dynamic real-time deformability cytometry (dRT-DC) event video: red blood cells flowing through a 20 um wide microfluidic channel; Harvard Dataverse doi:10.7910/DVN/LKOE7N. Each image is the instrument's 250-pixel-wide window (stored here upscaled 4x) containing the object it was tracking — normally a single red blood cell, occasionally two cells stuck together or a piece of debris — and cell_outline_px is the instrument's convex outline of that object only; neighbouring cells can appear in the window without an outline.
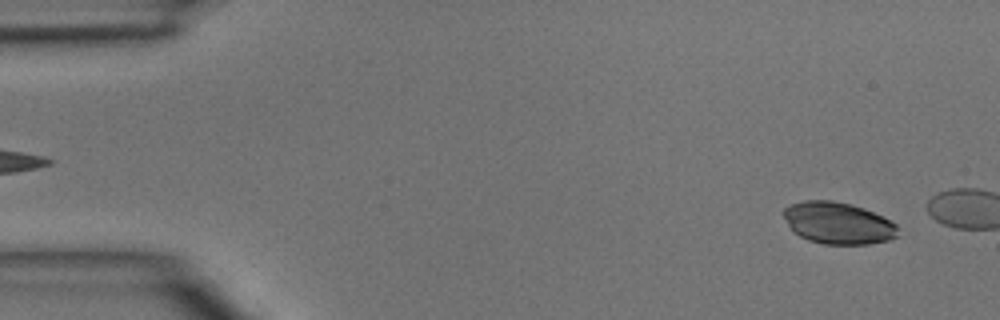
{"species": "common noctule bat (a hibernating species)", "species_latin": "Nyctalus noctula", "temperature_condition": "room temperature", "stored_images_in_passage": 9, "camera_frame_rate_fps": 3000, "um_per_image_px": 0.085, "animal": {"sex": "male", "body_mass_g": 15.6}, "frame": {"image": 1, "passage_image": 3, "time_ms": 0.667, "image_size_px": [1000, 320], "cell_outline_px": [[896, 236], [888, 240], [868, 244], [824, 244], [808, 240], [800, 236], [788, 224], [784, 216], [784, 208], [788, 204], [804, 200], [832, 200], [852, 204], [864, 208], [884, 216], [896, 224]], "centroid_in_image_um": [71.23, 18.94], "position_along_channel_um": 13.8, "area_um2": 27.8}}